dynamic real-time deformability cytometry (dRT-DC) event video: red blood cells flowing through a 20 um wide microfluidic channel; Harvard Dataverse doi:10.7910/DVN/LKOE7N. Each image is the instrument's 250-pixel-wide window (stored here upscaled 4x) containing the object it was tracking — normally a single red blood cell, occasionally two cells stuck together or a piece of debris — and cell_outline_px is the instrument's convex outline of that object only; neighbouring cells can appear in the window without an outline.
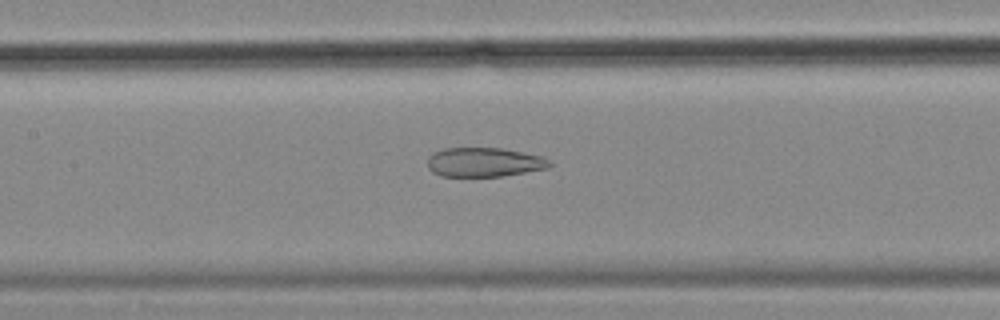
{"species": "common noctule bat (a hibernating species)", "species_latin": "Nyctalus noctula", "temperature_condition": "cold", "stored_images_in_passage": 57, "camera_frame_rate_fps": 3000, "um_per_image_px": 0.085, "animal": {"sex": "female", "body_mass_g": 18.4}, "frame": {"image": 1, "passage_image": 26, "time_ms": 8.333, "image_size_px": [1000, 320], "cell_outline_px": [[552, 164], [548, 168], [500, 176], [440, 176], [432, 172], [428, 168], [428, 156], [432, 152], [444, 148], [504, 148], [540, 156], [548, 160]], "centroid_in_image_um": [41.1, 13.78], "position_along_channel_um": 166.3, "area_um2": 20.75}}
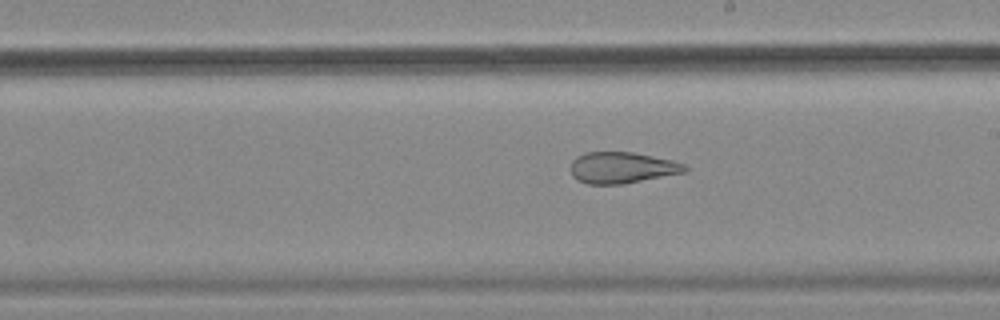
{"frame": {"image": 2, "passage_image": 32, "time_ms": 10.333, "image_size_px": [1000, 320], "cell_outline_px": [[688, 172], [624, 184], [588, 184], [572, 176], [572, 160], [576, 156], [584, 152], [632, 152], [672, 160], [684, 164], [688, 168]], "centroid_in_image_um": [52.9, 14.25], "position_along_channel_um": 236.1, "area_um2": 20.87}}
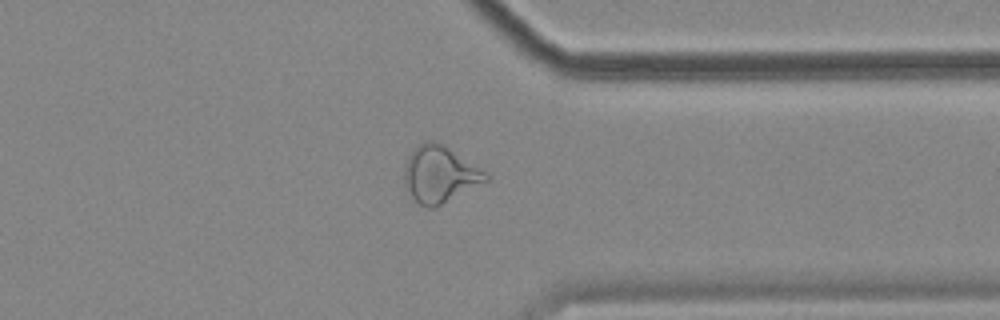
{"frame": {"image": 3, "passage_image": 44, "time_ms": 14.333, "image_size_px": [1000, 320], "cell_outline_px": [[488, 180], [432, 208], [424, 208], [412, 196], [404, 184], [404, 168], [408, 156], [424, 140], [432, 140], [444, 144], [484, 172], [488, 176]], "centroid_in_image_um": [37.33, 14.8], "position_along_channel_um": 374.1, "area_um2": 26.13}, "authors_computed_cell_mechanics": {"area_um2": 28.9578, "velocity_mm_per_s": 3.5158, "shape_relaxation_time_tau1_ms": null, "shape_relaxation_time_tau2_ms": 2.123, "deformation_change_tau1": null, "deformation_change_tau2": 0.1122}}